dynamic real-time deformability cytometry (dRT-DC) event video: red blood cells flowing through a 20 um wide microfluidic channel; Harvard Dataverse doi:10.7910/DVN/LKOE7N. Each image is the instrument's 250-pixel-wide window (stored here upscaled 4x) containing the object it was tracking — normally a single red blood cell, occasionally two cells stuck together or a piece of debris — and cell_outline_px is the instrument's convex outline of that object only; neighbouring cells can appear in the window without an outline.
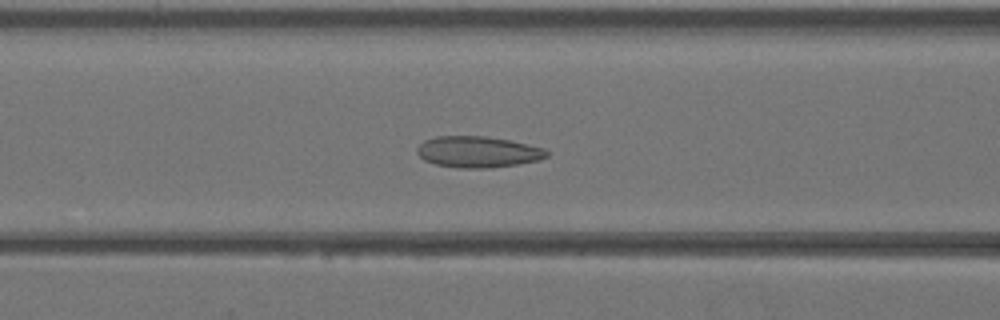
{"species": "Egyptian fruit bat (a non-hibernating species)", "species_latin": "Rousettus aegyptiacus", "temperature_condition": "warm", "stored_images_in_passage": 43, "camera_frame_rate_fps": 3000, "um_per_image_px": 0.085, "animal": {"sex": "female"}, "frame": {"image": 1, "passage_image": 18, "time_ms": 5.667, "image_size_px": [1000, 320], "cell_outline_px": [[548, 156], [540, 160], [516, 164], [488, 168], [456, 168], [436, 164], [424, 160], [416, 152], [416, 148], [424, 140], [436, 136], [484, 136], [508, 140], [544, 148], [548, 152]], "centroid_in_image_um": [40.59, 12.91], "position_along_channel_um": 126.0, "area_um2": 23.52}}
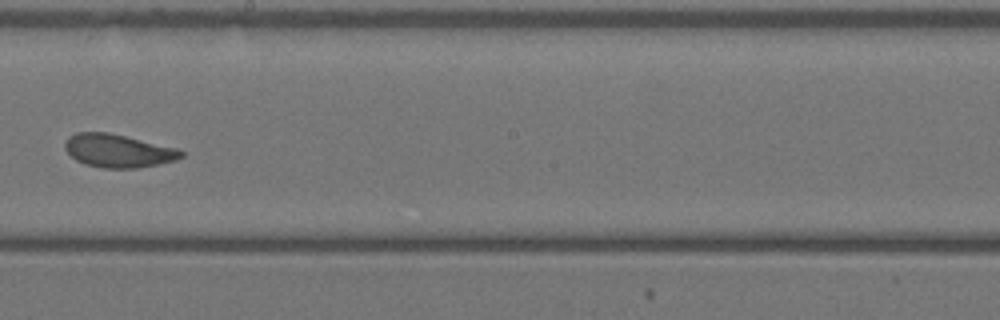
{"frame": {"image": 2, "passage_image": 25, "time_ms": 8.0, "image_size_px": [1000, 320], "cell_outline_px": [[184, 156], [176, 160], [136, 168], [104, 168], [84, 164], [76, 160], [64, 148], [64, 144], [68, 136], [76, 132], [108, 132], [176, 148], [184, 152]], "centroid_in_image_um": [10.01, 12.81], "position_along_channel_um": 238.2, "area_um2": 22.31}}
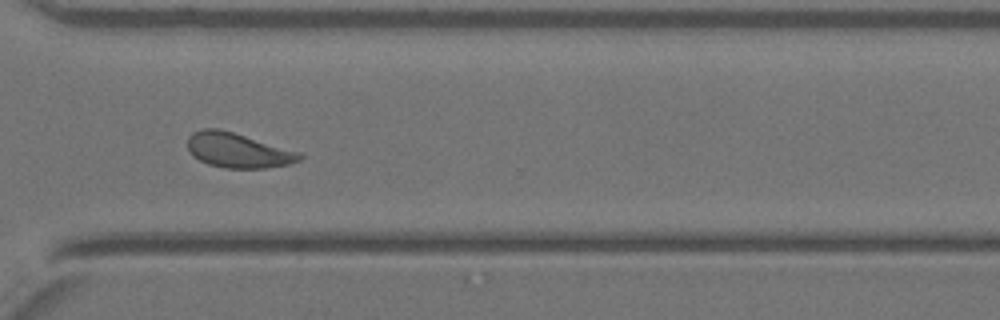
{"frame": {"image": 3, "passage_image": 32, "time_ms": 10.333, "image_size_px": [1000, 320], "cell_outline_px": [[304, 156], [300, 160], [288, 164], [264, 168], [224, 168], [208, 164], [192, 156], [188, 148], [188, 136], [192, 132], [204, 128], [220, 128], [300, 152]], "centroid_in_image_um": [20.2, 12.77], "position_along_channel_um": 350.4, "area_um2": 22.72}}